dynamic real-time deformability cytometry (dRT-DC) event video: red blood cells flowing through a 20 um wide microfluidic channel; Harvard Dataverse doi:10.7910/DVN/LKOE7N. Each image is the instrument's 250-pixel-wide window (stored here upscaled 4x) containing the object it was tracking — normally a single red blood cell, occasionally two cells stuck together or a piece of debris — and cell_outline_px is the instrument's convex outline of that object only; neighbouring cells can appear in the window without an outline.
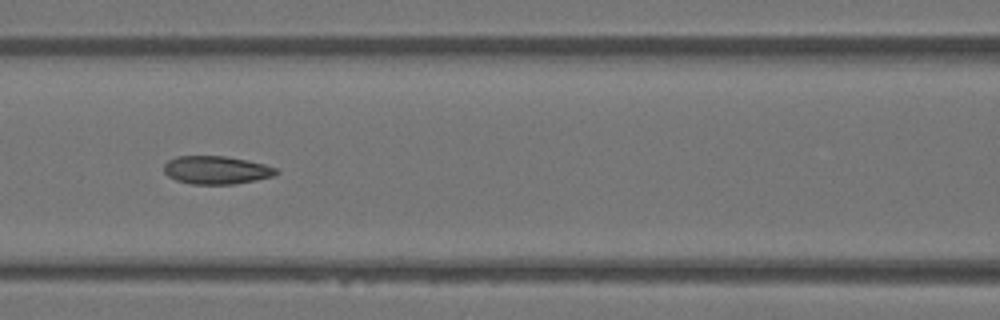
{"species": "Egyptian fruit bat (a non-hibernating species)", "species_latin": "Rousettus aegyptiacus", "temperature_condition": "warm", "stored_images_in_passage": 48, "camera_frame_rate_fps": 3000, "um_per_image_px": 0.085, "animal": {"sex": "female"}, "frame": {"image": 1, "passage_image": 21, "time_ms": 6.667, "image_size_px": [1000, 320], "cell_outline_px": [[280, 172], [272, 176], [256, 180], [232, 184], [192, 184], [176, 180], [168, 176], [164, 172], [164, 164], [168, 160], [176, 156], [224, 156], [248, 160], [264, 164], [276, 168]], "centroid_in_image_um": [18.38, 14.45], "position_along_channel_um": 148.2, "area_um2": 18.38}}